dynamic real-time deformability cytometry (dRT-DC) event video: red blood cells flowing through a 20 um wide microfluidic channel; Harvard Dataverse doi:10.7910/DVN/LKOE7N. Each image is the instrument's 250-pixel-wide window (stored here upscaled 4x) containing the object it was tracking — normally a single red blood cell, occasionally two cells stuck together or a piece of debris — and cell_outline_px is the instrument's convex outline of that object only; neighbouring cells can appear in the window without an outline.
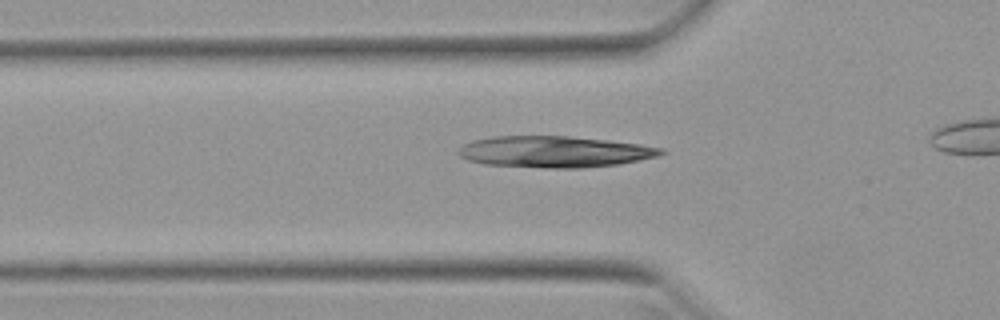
{"species": "Egyptian fruit bat (a non-hibernating species)", "species_latin": "Rousettus aegyptiacus", "temperature_condition": "warm", "stored_images_in_passage": 14, "camera_frame_rate_fps": 3000, "um_per_image_px": 0.085, "animal": {"sex": "female"}, "frame": {"image": 1, "passage_image": 8, "time_ms": 2.333, "image_size_px": [1000, 320], "cell_outline_px": [[664, 152], [656, 156], [620, 164], [580, 168], [548, 168], [484, 164], [468, 160], [460, 156], [456, 152], [464, 144], [472, 140], [492, 136], [568, 136], [608, 140], [640, 144], [664, 148]], "centroid_in_image_um": [47.1, 12.89], "position_along_channel_um": 78.7, "area_um2": 36.99}}